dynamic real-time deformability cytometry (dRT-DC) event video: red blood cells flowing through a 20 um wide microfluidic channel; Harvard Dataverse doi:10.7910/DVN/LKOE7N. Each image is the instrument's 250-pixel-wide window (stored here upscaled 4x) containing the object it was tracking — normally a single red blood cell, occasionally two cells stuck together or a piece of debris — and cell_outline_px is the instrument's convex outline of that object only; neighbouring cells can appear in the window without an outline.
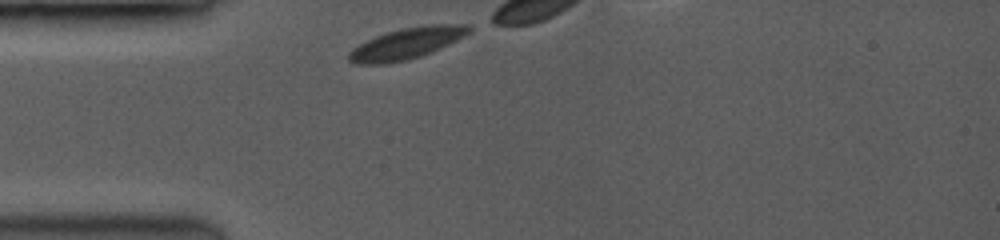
{"species": "common noctule bat (a hibernating species)", "species_latin": "Nyctalus noctula", "temperature_condition": "room temperature", "stored_images_in_passage": 7, "camera_frame_rate_fps": 3500, "um_per_image_px": 0.085, "animal": {"sex": "female", "body_mass_g": 19.0, "forearm_length_mm": 53.3}, "frame": {"image": 1, "passage_image": 1, "time_ms": 0.0, "image_size_px": [1000, 240], "cell_outline_px": [[472, 28], [468, 32], [456, 40], [420, 56], [404, 60], [384, 64], [356, 64], [348, 60], [348, 52], [352, 48], [376, 36], [400, 28], [432, 24], [468, 24]], "centroid_in_image_um": [34.52, 3.69], "position_along_channel_um": 50.5, "area_um2": 21.39}}